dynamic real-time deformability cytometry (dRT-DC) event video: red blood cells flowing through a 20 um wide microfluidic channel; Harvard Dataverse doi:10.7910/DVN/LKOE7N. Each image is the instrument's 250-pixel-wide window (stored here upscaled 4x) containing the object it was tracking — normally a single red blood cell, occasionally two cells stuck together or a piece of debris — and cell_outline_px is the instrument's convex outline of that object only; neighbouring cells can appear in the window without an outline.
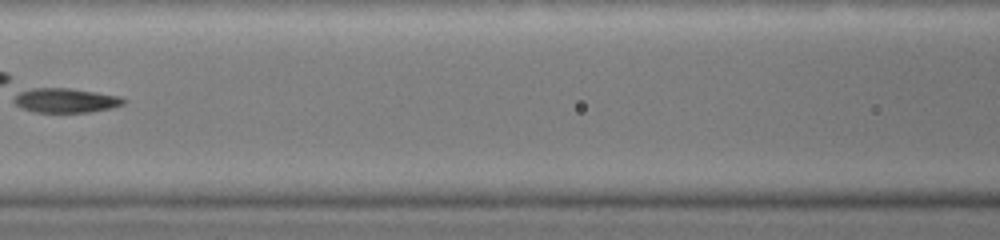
{"species": "common noctule bat (a hibernating species)", "species_latin": "Nyctalus noctula", "temperature_condition": "warm", "stored_images_in_passage": 10, "camera_frame_rate_fps": 3000, "um_per_image_px": 0.085, "animal": {"sex": "female", "body_mass_g": 19.0, "forearm_length_mm": 51.5}, "frame": {"image": 1, "passage_image": 6, "time_ms": 2.667, "image_size_px": [1000, 240], "cell_outline_px": [[124, 104], [112, 108], [88, 112], [36, 112], [20, 108], [12, 100], [16, 88], [68, 88], [120, 96], [124, 100]], "centroid_in_image_um": [5.44, 8.52], "position_along_channel_um": 161.2, "area_um2": 15.9}}